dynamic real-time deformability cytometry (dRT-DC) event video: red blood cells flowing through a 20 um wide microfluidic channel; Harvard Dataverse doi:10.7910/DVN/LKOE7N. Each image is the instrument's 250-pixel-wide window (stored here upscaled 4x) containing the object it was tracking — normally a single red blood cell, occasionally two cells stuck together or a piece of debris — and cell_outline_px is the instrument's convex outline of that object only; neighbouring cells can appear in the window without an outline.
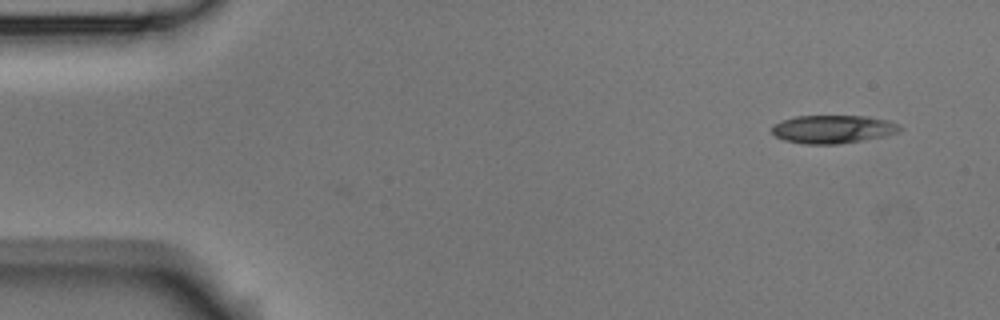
{"species": "Egyptian fruit bat (a non-hibernating species)", "species_latin": "Rousettus aegyptiacus", "temperature_condition": "room temperature", "stored_images_in_passage": 3, "camera_frame_rate_fps": 3000, "um_per_image_px": 0.085, "animal": {"sex": "male"}, "frame": {"image": 1, "passage_image": 3, "time_ms": 0.667, "image_size_px": [1000, 320], "cell_outline_px": [[904, 128], [900, 132], [884, 136], [836, 144], [804, 144], [784, 140], [776, 136], [772, 132], [772, 124], [780, 120], [796, 116], [868, 116], [888, 120]], "centroid_in_image_um": [70.78, 10.97], "position_along_channel_um": 14.2, "area_um2": 21.04}}